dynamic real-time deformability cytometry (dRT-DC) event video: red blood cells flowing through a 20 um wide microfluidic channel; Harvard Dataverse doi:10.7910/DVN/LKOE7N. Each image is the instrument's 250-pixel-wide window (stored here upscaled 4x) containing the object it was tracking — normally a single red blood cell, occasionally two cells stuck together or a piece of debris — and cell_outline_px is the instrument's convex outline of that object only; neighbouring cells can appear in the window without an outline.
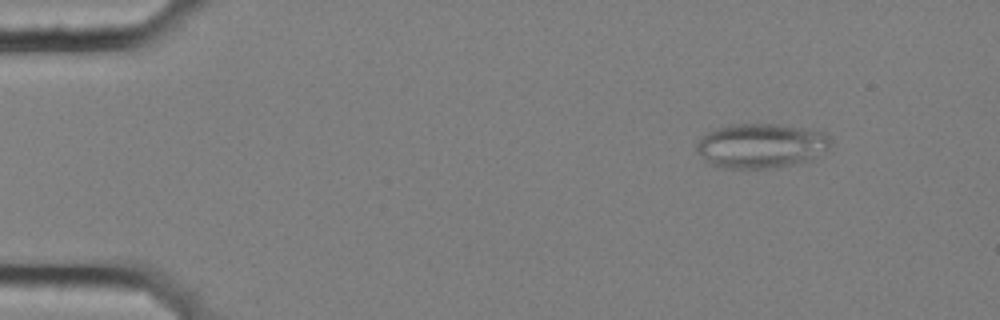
{"species": "common noctule bat (a hibernating species)", "species_latin": "Nyctalus noctula", "temperature_condition": "cold", "stored_images_in_passage": 52, "camera_frame_rate_fps": 3000, "um_per_image_px": 0.085, "animal": {"sex": "female", "body_mass_g": 25.1}, "frame": {"image": 1, "passage_image": 2, "time_ms": 0.333, "image_size_px": [1000, 320], "cell_outline_px": [[828, 148], [812, 160], [768, 168], [720, 168], [708, 164], [696, 152], [696, 144], [700, 136], [716, 128], [732, 124], [776, 124], [804, 128], [824, 132], [828, 136]], "centroid_in_image_um": [64.61, 12.39], "position_along_channel_um": 20.4, "area_um2": 34.85}}
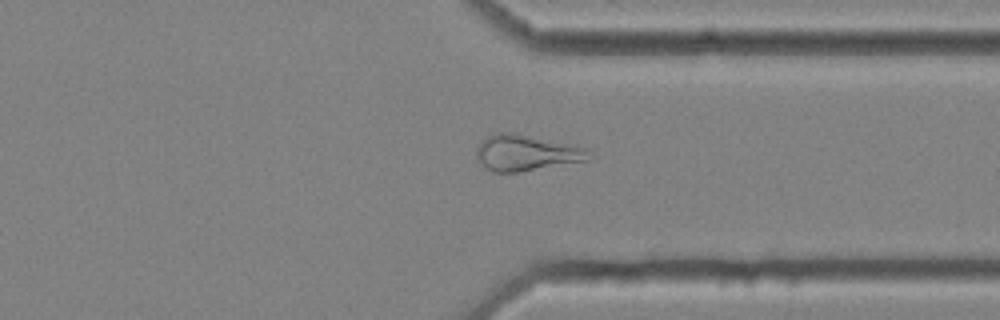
{"frame": {"image": 2, "passage_image": 39, "time_ms": 12.667, "image_size_px": [1000, 320], "cell_outline_px": [[596, 156], [592, 160], [516, 172], [492, 172], [484, 168], [476, 156], [476, 148], [480, 140], [496, 132], [512, 132], [588, 148]], "centroid_in_image_um": [44.76, 12.99], "position_along_channel_um": 366.6, "area_um2": 23.93}}
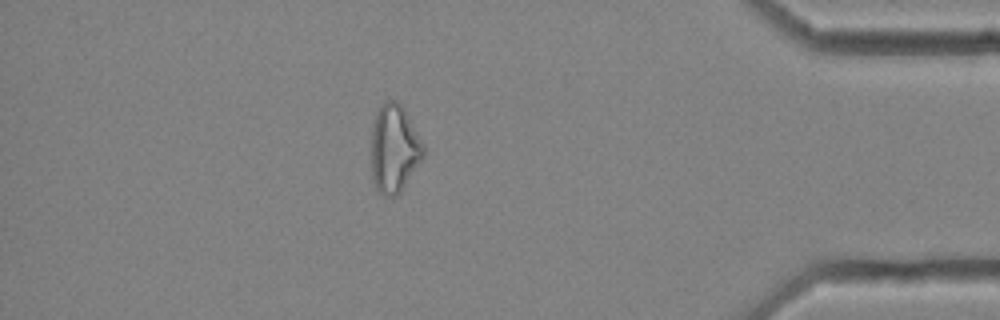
{"frame": {"image": 3, "passage_image": 45, "time_ms": 14.667, "image_size_px": [1000, 320], "cell_outline_px": [[424, 156], [400, 192], [396, 196], [384, 196], [376, 188], [372, 180], [372, 132], [376, 112], [384, 100], [396, 100], [404, 108], [424, 144]], "centroid_in_image_um": [33.51, 12.62], "position_along_channel_um": 401.7, "area_um2": 26.65}, "authors_computed_cell_mechanics": {"area_um2": 26.01, "velocity_mm_per_s": 3.5633, "shape_relaxation_time_tau1_ms": null, "shape_relaxation_time_tau2_ms": 2.6237, "deformation_change_tau1": null, "deformation_change_tau2": 0.1227}}